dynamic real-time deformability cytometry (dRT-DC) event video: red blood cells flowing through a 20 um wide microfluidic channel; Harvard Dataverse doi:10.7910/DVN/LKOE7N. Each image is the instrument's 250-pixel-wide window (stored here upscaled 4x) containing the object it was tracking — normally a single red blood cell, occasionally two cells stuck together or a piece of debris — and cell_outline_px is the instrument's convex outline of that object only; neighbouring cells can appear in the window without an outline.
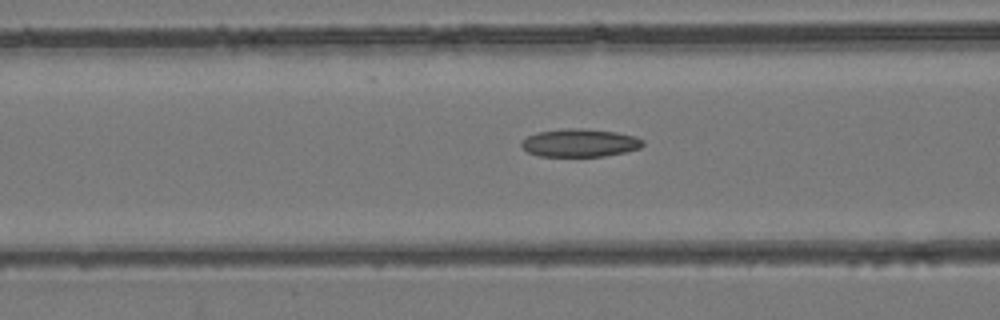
{"species": "common noctule bat (a hibernating species)", "species_latin": "Nyctalus noctula", "temperature_condition": "room temperature", "stored_images_in_passage": 35, "camera_frame_rate_fps": 3000, "um_per_image_px": 0.085, "animal": {"sex": "female", "body_mass_g": 24.6, "forearm_length_mm": 56.2}, "frame": {"image": 1, "passage_image": 8, "time_ms": 2.333, "image_size_px": [1000, 320], "cell_outline_px": [[644, 144], [640, 148], [624, 152], [604, 156], [540, 156], [528, 152], [520, 144], [528, 136], [536, 132], [560, 128], [584, 128], [616, 132], [636, 136], [644, 140]], "centroid_in_image_um": [49.3, 12.13], "position_along_channel_um": 117.3, "area_um2": 19.88}}
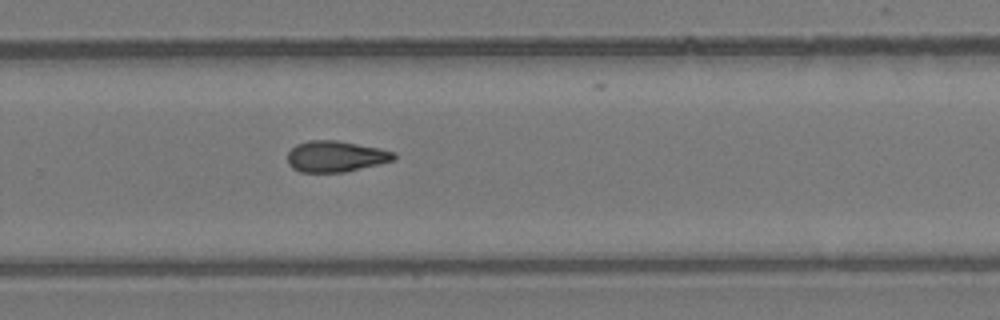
{"frame": {"image": 2, "passage_image": 20, "time_ms": 6.333, "image_size_px": [1000, 320], "cell_outline_px": [[396, 160], [380, 164], [344, 172], [300, 172], [292, 168], [288, 164], [288, 152], [296, 144], [308, 140], [336, 140], [380, 148], [396, 152]], "centroid_in_image_um": [28.55, 13.29], "position_along_channel_um": 301.3, "area_um2": 19.42}}
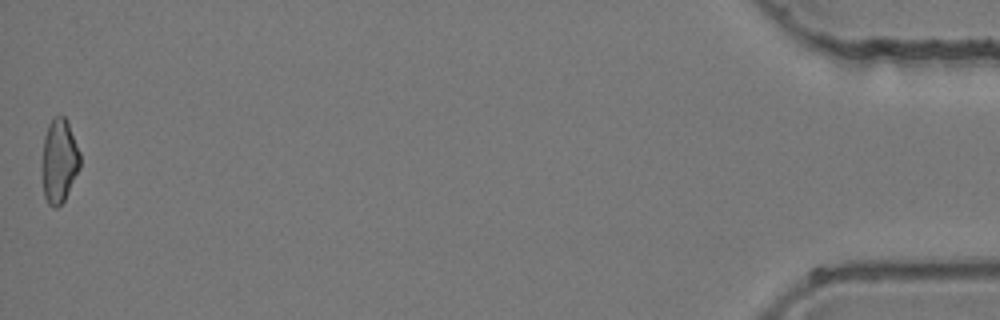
{"frame": {"image": 3, "passage_image": 35, "time_ms": 11.333, "image_size_px": [1000, 320], "cell_outline_px": [[80, 168], [64, 200], [56, 208], [52, 208], [48, 204], [44, 196], [40, 160], [44, 136], [48, 124], [52, 116], [64, 116], [68, 120], [80, 152]], "centroid_in_image_um": [5.0, 13.65], "position_along_channel_um": 430.2, "area_um2": 19.19}}